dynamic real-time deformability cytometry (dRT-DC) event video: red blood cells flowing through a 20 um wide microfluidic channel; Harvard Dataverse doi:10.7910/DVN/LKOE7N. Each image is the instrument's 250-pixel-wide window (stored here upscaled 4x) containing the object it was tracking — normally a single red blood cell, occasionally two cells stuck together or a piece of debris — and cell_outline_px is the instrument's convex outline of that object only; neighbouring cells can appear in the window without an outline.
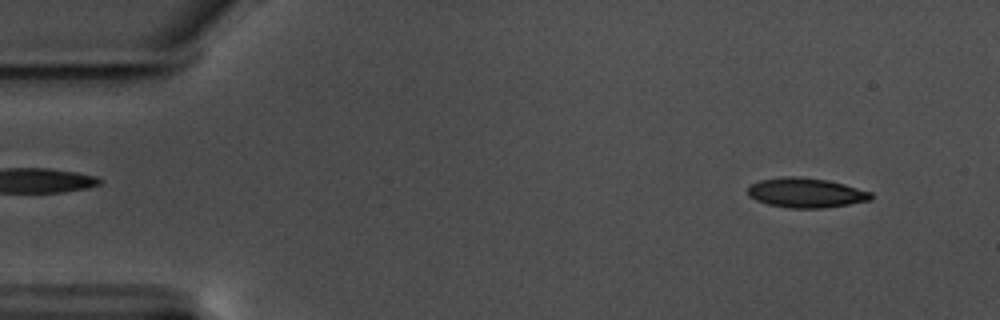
{"species": "common noctule bat (a hibernating species)", "species_latin": "Nyctalus noctula", "temperature_condition": "warm", "stored_images_in_passage": 58, "camera_frame_rate_fps": 3000, "um_per_image_px": 0.085, "animal": {"sex": "male", "body_mass_g": 17.5, "forearm_length_mm": 52.3}, "frame": {"image": 1, "passage_image": 5, "time_ms": 1.333, "image_size_px": [1000, 320], "cell_outline_px": [[872, 200], [824, 208], [788, 208], [768, 204], [756, 200], [748, 196], [748, 188], [752, 184], [760, 180], [788, 176], [796, 176], [828, 180], [844, 184], [872, 192]], "centroid_in_image_um": [68.51, 16.39], "position_along_channel_um": 16.5, "area_um2": 21.27}}
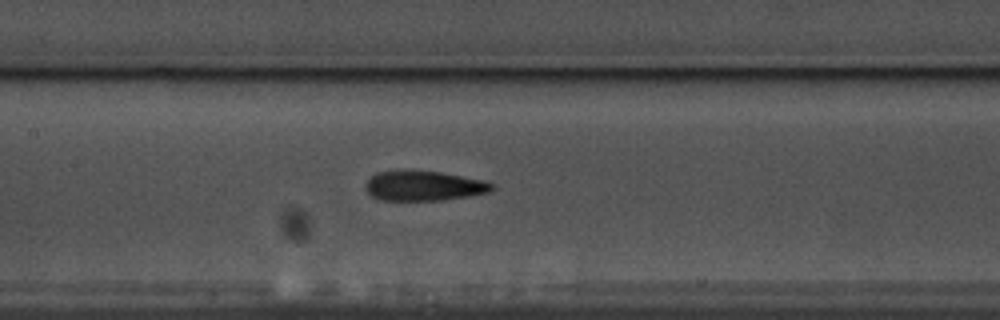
{"frame": {"image": 2, "passage_image": 27, "time_ms": 8.667, "image_size_px": [1000, 320], "cell_outline_px": [[496, 188], [488, 192], [468, 196], [440, 200], [380, 200], [372, 196], [364, 188], [364, 184], [376, 172], [400, 168], [404, 168], [440, 172], [484, 180], [492, 184]], "centroid_in_image_um": [35.96, 15.76], "position_along_channel_um": 171.4, "area_um2": 22.48}}
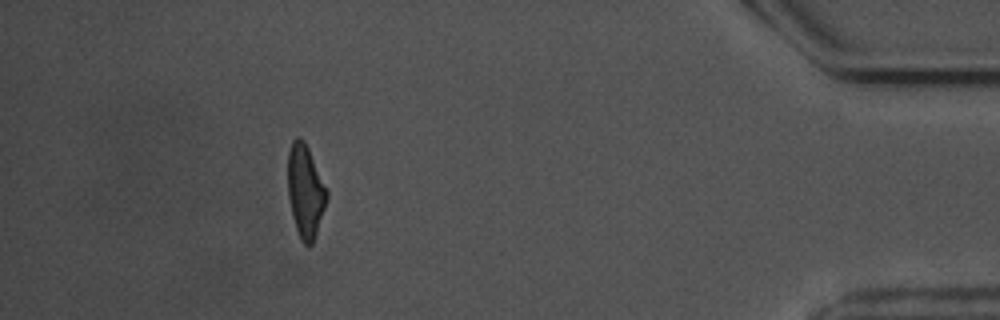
{"frame": {"image": 3, "passage_image": 52, "time_ms": 17.0, "image_size_px": [1000, 320], "cell_outline_px": [[328, 196], [312, 244], [308, 248], [300, 240], [292, 216], [288, 196], [288, 152], [292, 140], [296, 136], [300, 136], [304, 140], [308, 148], [328, 192]], "centroid_in_image_um": [25.93, 16.23], "position_along_channel_um": 409.3, "area_um2": 20.92}, "authors_computed_cell_mechanics": {"area_um2": 21.7617, "velocity_mm_per_s": 3.5429, "shape_relaxation_time_tau1_ms": 4.1764, "shape_relaxation_time_tau2_ms": 2.5707, "deformation_change_tau1": 0.1763, "deformation_change_tau2": 0.1216}}